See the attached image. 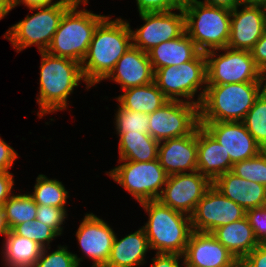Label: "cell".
I'll use <instances>...</instances> for the list:
<instances>
[{"label": "cell", "mask_w": 266, "mask_h": 267, "mask_svg": "<svg viewBox=\"0 0 266 267\" xmlns=\"http://www.w3.org/2000/svg\"><path fill=\"white\" fill-rule=\"evenodd\" d=\"M154 82L169 100L184 101L199 106L207 85L205 53L200 52L193 60L179 66L171 65L155 70ZM199 89L196 101L194 97Z\"/></svg>", "instance_id": "8"}, {"label": "cell", "mask_w": 266, "mask_h": 267, "mask_svg": "<svg viewBox=\"0 0 266 267\" xmlns=\"http://www.w3.org/2000/svg\"><path fill=\"white\" fill-rule=\"evenodd\" d=\"M6 221L10 230L25 221L36 219L37 204L28 194H12L3 204Z\"/></svg>", "instance_id": "30"}, {"label": "cell", "mask_w": 266, "mask_h": 267, "mask_svg": "<svg viewBox=\"0 0 266 267\" xmlns=\"http://www.w3.org/2000/svg\"><path fill=\"white\" fill-rule=\"evenodd\" d=\"M140 205L148 214V221L142 227L150 250L183 256L193 231L190 216L173 210L158 199Z\"/></svg>", "instance_id": "4"}, {"label": "cell", "mask_w": 266, "mask_h": 267, "mask_svg": "<svg viewBox=\"0 0 266 267\" xmlns=\"http://www.w3.org/2000/svg\"><path fill=\"white\" fill-rule=\"evenodd\" d=\"M75 235L84 257L93 261L91 267H105L115 237L110 225L95 214L86 213Z\"/></svg>", "instance_id": "15"}, {"label": "cell", "mask_w": 266, "mask_h": 267, "mask_svg": "<svg viewBox=\"0 0 266 267\" xmlns=\"http://www.w3.org/2000/svg\"><path fill=\"white\" fill-rule=\"evenodd\" d=\"M220 50L225 52L218 54ZM205 56L207 85L265 82L249 50L225 47L207 51Z\"/></svg>", "instance_id": "9"}, {"label": "cell", "mask_w": 266, "mask_h": 267, "mask_svg": "<svg viewBox=\"0 0 266 267\" xmlns=\"http://www.w3.org/2000/svg\"><path fill=\"white\" fill-rule=\"evenodd\" d=\"M48 248H42L40 257L33 267H80L82 258L70 252L67 246H58L57 249L48 253ZM48 253V254H47Z\"/></svg>", "instance_id": "35"}, {"label": "cell", "mask_w": 266, "mask_h": 267, "mask_svg": "<svg viewBox=\"0 0 266 267\" xmlns=\"http://www.w3.org/2000/svg\"><path fill=\"white\" fill-rule=\"evenodd\" d=\"M12 231L19 236L33 240L42 248H48V246L50 248V242L60 236L53 228L36 219L16 225Z\"/></svg>", "instance_id": "34"}, {"label": "cell", "mask_w": 266, "mask_h": 267, "mask_svg": "<svg viewBox=\"0 0 266 267\" xmlns=\"http://www.w3.org/2000/svg\"><path fill=\"white\" fill-rule=\"evenodd\" d=\"M212 185L246 211L266 205V187L243 179L232 171L217 177Z\"/></svg>", "instance_id": "21"}, {"label": "cell", "mask_w": 266, "mask_h": 267, "mask_svg": "<svg viewBox=\"0 0 266 267\" xmlns=\"http://www.w3.org/2000/svg\"><path fill=\"white\" fill-rule=\"evenodd\" d=\"M148 117L149 135L160 142L191 134L199 126V106L194 103L169 100Z\"/></svg>", "instance_id": "11"}, {"label": "cell", "mask_w": 266, "mask_h": 267, "mask_svg": "<svg viewBox=\"0 0 266 267\" xmlns=\"http://www.w3.org/2000/svg\"><path fill=\"white\" fill-rule=\"evenodd\" d=\"M2 251L5 267H33L40 257L42 247L10 230L5 236Z\"/></svg>", "instance_id": "27"}, {"label": "cell", "mask_w": 266, "mask_h": 267, "mask_svg": "<svg viewBox=\"0 0 266 267\" xmlns=\"http://www.w3.org/2000/svg\"><path fill=\"white\" fill-rule=\"evenodd\" d=\"M18 153L0 137V172H10Z\"/></svg>", "instance_id": "41"}, {"label": "cell", "mask_w": 266, "mask_h": 267, "mask_svg": "<svg viewBox=\"0 0 266 267\" xmlns=\"http://www.w3.org/2000/svg\"><path fill=\"white\" fill-rule=\"evenodd\" d=\"M197 128L189 135L159 142L158 160L166 174L197 171Z\"/></svg>", "instance_id": "19"}, {"label": "cell", "mask_w": 266, "mask_h": 267, "mask_svg": "<svg viewBox=\"0 0 266 267\" xmlns=\"http://www.w3.org/2000/svg\"><path fill=\"white\" fill-rule=\"evenodd\" d=\"M65 0H57L53 2V0H13V7L15 8L19 4H24L27 8H35V7H49L55 3L62 2Z\"/></svg>", "instance_id": "45"}, {"label": "cell", "mask_w": 266, "mask_h": 267, "mask_svg": "<svg viewBox=\"0 0 266 267\" xmlns=\"http://www.w3.org/2000/svg\"><path fill=\"white\" fill-rule=\"evenodd\" d=\"M241 5L266 8V0H240Z\"/></svg>", "instance_id": "48"}, {"label": "cell", "mask_w": 266, "mask_h": 267, "mask_svg": "<svg viewBox=\"0 0 266 267\" xmlns=\"http://www.w3.org/2000/svg\"><path fill=\"white\" fill-rule=\"evenodd\" d=\"M252 58L258 69L266 75V30L262 37L256 42L250 50Z\"/></svg>", "instance_id": "40"}, {"label": "cell", "mask_w": 266, "mask_h": 267, "mask_svg": "<svg viewBox=\"0 0 266 267\" xmlns=\"http://www.w3.org/2000/svg\"><path fill=\"white\" fill-rule=\"evenodd\" d=\"M182 263L187 267H237L240 262L212 233L192 231Z\"/></svg>", "instance_id": "17"}, {"label": "cell", "mask_w": 266, "mask_h": 267, "mask_svg": "<svg viewBox=\"0 0 266 267\" xmlns=\"http://www.w3.org/2000/svg\"><path fill=\"white\" fill-rule=\"evenodd\" d=\"M67 209L48 205H37L36 220L53 228L60 236L63 223L67 218Z\"/></svg>", "instance_id": "36"}, {"label": "cell", "mask_w": 266, "mask_h": 267, "mask_svg": "<svg viewBox=\"0 0 266 267\" xmlns=\"http://www.w3.org/2000/svg\"><path fill=\"white\" fill-rule=\"evenodd\" d=\"M223 146L232 164L251 159L263 149L241 122H199Z\"/></svg>", "instance_id": "16"}, {"label": "cell", "mask_w": 266, "mask_h": 267, "mask_svg": "<svg viewBox=\"0 0 266 267\" xmlns=\"http://www.w3.org/2000/svg\"><path fill=\"white\" fill-rule=\"evenodd\" d=\"M156 255L151 258V267H181L180 259L183 256L180 254H167V253H155Z\"/></svg>", "instance_id": "42"}, {"label": "cell", "mask_w": 266, "mask_h": 267, "mask_svg": "<svg viewBox=\"0 0 266 267\" xmlns=\"http://www.w3.org/2000/svg\"><path fill=\"white\" fill-rule=\"evenodd\" d=\"M37 205L55 206L58 208H66L68 190L57 179H49L43 174H39L36 178L34 191L30 194Z\"/></svg>", "instance_id": "29"}, {"label": "cell", "mask_w": 266, "mask_h": 267, "mask_svg": "<svg viewBox=\"0 0 266 267\" xmlns=\"http://www.w3.org/2000/svg\"><path fill=\"white\" fill-rule=\"evenodd\" d=\"M40 55V91L36 97L40 108L37 116L42 118L46 114L67 109L69 95L80 81L85 82L86 89H90V86L77 61L54 56L46 51H40Z\"/></svg>", "instance_id": "2"}, {"label": "cell", "mask_w": 266, "mask_h": 267, "mask_svg": "<svg viewBox=\"0 0 266 267\" xmlns=\"http://www.w3.org/2000/svg\"><path fill=\"white\" fill-rule=\"evenodd\" d=\"M265 89V82L206 85L199 122H241Z\"/></svg>", "instance_id": "3"}, {"label": "cell", "mask_w": 266, "mask_h": 267, "mask_svg": "<svg viewBox=\"0 0 266 267\" xmlns=\"http://www.w3.org/2000/svg\"><path fill=\"white\" fill-rule=\"evenodd\" d=\"M150 249L143 227L118 239L116 234L105 267H137L146 263V252Z\"/></svg>", "instance_id": "23"}, {"label": "cell", "mask_w": 266, "mask_h": 267, "mask_svg": "<svg viewBox=\"0 0 266 267\" xmlns=\"http://www.w3.org/2000/svg\"><path fill=\"white\" fill-rule=\"evenodd\" d=\"M240 264L242 267H266V243H259Z\"/></svg>", "instance_id": "39"}, {"label": "cell", "mask_w": 266, "mask_h": 267, "mask_svg": "<svg viewBox=\"0 0 266 267\" xmlns=\"http://www.w3.org/2000/svg\"><path fill=\"white\" fill-rule=\"evenodd\" d=\"M265 30L266 8L237 6L231 11L230 39L227 47L250 51Z\"/></svg>", "instance_id": "18"}, {"label": "cell", "mask_w": 266, "mask_h": 267, "mask_svg": "<svg viewBox=\"0 0 266 267\" xmlns=\"http://www.w3.org/2000/svg\"><path fill=\"white\" fill-rule=\"evenodd\" d=\"M183 3L184 0H136L139 13L178 10Z\"/></svg>", "instance_id": "38"}, {"label": "cell", "mask_w": 266, "mask_h": 267, "mask_svg": "<svg viewBox=\"0 0 266 267\" xmlns=\"http://www.w3.org/2000/svg\"><path fill=\"white\" fill-rule=\"evenodd\" d=\"M197 150V171L212 182L220 175L232 170L233 164L230 156L201 125L197 127Z\"/></svg>", "instance_id": "22"}, {"label": "cell", "mask_w": 266, "mask_h": 267, "mask_svg": "<svg viewBox=\"0 0 266 267\" xmlns=\"http://www.w3.org/2000/svg\"><path fill=\"white\" fill-rule=\"evenodd\" d=\"M132 46L131 26L122 18L107 16L96 28L81 68L91 87L104 80L118 59Z\"/></svg>", "instance_id": "1"}, {"label": "cell", "mask_w": 266, "mask_h": 267, "mask_svg": "<svg viewBox=\"0 0 266 267\" xmlns=\"http://www.w3.org/2000/svg\"><path fill=\"white\" fill-rule=\"evenodd\" d=\"M246 217L257 241L259 243H266V205L247 210Z\"/></svg>", "instance_id": "37"}, {"label": "cell", "mask_w": 266, "mask_h": 267, "mask_svg": "<svg viewBox=\"0 0 266 267\" xmlns=\"http://www.w3.org/2000/svg\"><path fill=\"white\" fill-rule=\"evenodd\" d=\"M231 171L243 179L266 187V150L251 159L234 163Z\"/></svg>", "instance_id": "33"}, {"label": "cell", "mask_w": 266, "mask_h": 267, "mask_svg": "<svg viewBox=\"0 0 266 267\" xmlns=\"http://www.w3.org/2000/svg\"><path fill=\"white\" fill-rule=\"evenodd\" d=\"M187 35L201 52L225 48L230 39L231 10L184 0Z\"/></svg>", "instance_id": "6"}, {"label": "cell", "mask_w": 266, "mask_h": 267, "mask_svg": "<svg viewBox=\"0 0 266 267\" xmlns=\"http://www.w3.org/2000/svg\"><path fill=\"white\" fill-rule=\"evenodd\" d=\"M88 0H77L62 16L46 52L82 63L97 26L107 17L85 7Z\"/></svg>", "instance_id": "5"}, {"label": "cell", "mask_w": 266, "mask_h": 267, "mask_svg": "<svg viewBox=\"0 0 266 267\" xmlns=\"http://www.w3.org/2000/svg\"><path fill=\"white\" fill-rule=\"evenodd\" d=\"M197 2L208 5V6H213V7H220V8H225L228 10H234L237 6H240V0H196Z\"/></svg>", "instance_id": "44"}, {"label": "cell", "mask_w": 266, "mask_h": 267, "mask_svg": "<svg viewBox=\"0 0 266 267\" xmlns=\"http://www.w3.org/2000/svg\"><path fill=\"white\" fill-rule=\"evenodd\" d=\"M76 1L65 0L49 7L30 8V11L37 12L12 25L6 31L5 39L11 42L17 53L32 45H36L39 52L46 51L62 16Z\"/></svg>", "instance_id": "7"}, {"label": "cell", "mask_w": 266, "mask_h": 267, "mask_svg": "<svg viewBox=\"0 0 266 267\" xmlns=\"http://www.w3.org/2000/svg\"><path fill=\"white\" fill-rule=\"evenodd\" d=\"M242 122L260 147L266 150V88L256 98Z\"/></svg>", "instance_id": "31"}, {"label": "cell", "mask_w": 266, "mask_h": 267, "mask_svg": "<svg viewBox=\"0 0 266 267\" xmlns=\"http://www.w3.org/2000/svg\"><path fill=\"white\" fill-rule=\"evenodd\" d=\"M10 231L8 223L5 217V211L3 205H0V234L6 236Z\"/></svg>", "instance_id": "46"}, {"label": "cell", "mask_w": 266, "mask_h": 267, "mask_svg": "<svg viewBox=\"0 0 266 267\" xmlns=\"http://www.w3.org/2000/svg\"><path fill=\"white\" fill-rule=\"evenodd\" d=\"M246 217V210L224 196L213 185L198 201L190 216L193 231L212 233L218 227L225 226Z\"/></svg>", "instance_id": "12"}, {"label": "cell", "mask_w": 266, "mask_h": 267, "mask_svg": "<svg viewBox=\"0 0 266 267\" xmlns=\"http://www.w3.org/2000/svg\"><path fill=\"white\" fill-rule=\"evenodd\" d=\"M212 181L199 171L169 175L158 200L173 210L191 216Z\"/></svg>", "instance_id": "14"}, {"label": "cell", "mask_w": 266, "mask_h": 267, "mask_svg": "<svg viewBox=\"0 0 266 267\" xmlns=\"http://www.w3.org/2000/svg\"><path fill=\"white\" fill-rule=\"evenodd\" d=\"M118 163L120 165L106 174L128 191L139 204L159 198L168 175L158 159L150 162L118 161Z\"/></svg>", "instance_id": "10"}, {"label": "cell", "mask_w": 266, "mask_h": 267, "mask_svg": "<svg viewBox=\"0 0 266 267\" xmlns=\"http://www.w3.org/2000/svg\"><path fill=\"white\" fill-rule=\"evenodd\" d=\"M10 172H0V205L15 192H13L14 178Z\"/></svg>", "instance_id": "43"}, {"label": "cell", "mask_w": 266, "mask_h": 267, "mask_svg": "<svg viewBox=\"0 0 266 267\" xmlns=\"http://www.w3.org/2000/svg\"><path fill=\"white\" fill-rule=\"evenodd\" d=\"M13 0H0V20L13 9Z\"/></svg>", "instance_id": "47"}, {"label": "cell", "mask_w": 266, "mask_h": 267, "mask_svg": "<svg viewBox=\"0 0 266 267\" xmlns=\"http://www.w3.org/2000/svg\"><path fill=\"white\" fill-rule=\"evenodd\" d=\"M116 100L123 108L146 115L153 113L169 101L155 82L125 89L116 97Z\"/></svg>", "instance_id": "26"}, {"label": "cell", "mask_w": 266, "mask_h": 267, "mask_svg": "<svg viewBox=\"0 0 266 267\" xmlns=\"http://www.w3.org/2000/svg\"><path fill=\"white\" fill-rule=\"evenodd\" d=\"M115 114L116 134L126 133H148L149 117L145 113L130 111L123 108L118 103V109Z\"/></svg>", "instance_id": "32"}, {"label": "cell", "mask_w": 266, "mask_h": 267, "mask_svg": "<svg viewBox=\"0 0 266 267\" xmlns=\"http://www.w3.org/2000/svg\"><path fill=\"white\" fill-rule=\"evenodd\" d=\"M212 234L239 262L259 244L247 217L218 227Z\"/></svg>", "instance_id": "25"}, {"label": "cell", "mask_w": 266, "mask_h": 267, "mask_svg": "<svg viewBox=\"0 0 266 267\" xmlns=\"http://www.w3.org/2000/svg\"><path fill=\"white\" fill-rule=\"evenodd\" d=\"M200 52L185 31L180 37L162 42L147 53L155 71L171 65L179 66L193 60Z\"/></svg>", "instance_id": "24"}, {"label": "cell", "mask_w": 266, "mask_h": 267, "mask_svg": "<svg viewBox=\"0 0 266 267\" xmlns=\"http://www.w3.org/2000/svg\"><path fill=\"white\" fill-rule=\"evenodd\" d=\"M179 13L144 12L139 16L145 21L139 29H131L132 45L148 52L162 42L180 37L185 31V14L182 8Z\"/></svg>", "instance_id": "13"}, {"label": "cell", "mask_w": 266, "mask_h": 267, "mask_svg": "<svg viewBox=\"0 0 266 267\" xmlns=\"http://www.w3.org/2000/svg\"><path fill=\"white\" fill-rule=\"evenodd\" d=\"M119 161L150 162L158 159L159 141L148 133L118 134Z\"/></svg>", "instance_id": "28"}, {"label": "cell", "mask_w": 266, "mask_h": 267, "mask_svg": "<svg viewBox=\"0 0 266 267\" xmlns=\"http://www.w3.org/2000/svg\"><path fill=\"white\" fill-rule=\"evenodd\" d=\"M106 79L119 84L121 90L154 82V70L148 53L130 46L104 80Z\"/></svg>", "instance_id": "20"}]
</instances>
